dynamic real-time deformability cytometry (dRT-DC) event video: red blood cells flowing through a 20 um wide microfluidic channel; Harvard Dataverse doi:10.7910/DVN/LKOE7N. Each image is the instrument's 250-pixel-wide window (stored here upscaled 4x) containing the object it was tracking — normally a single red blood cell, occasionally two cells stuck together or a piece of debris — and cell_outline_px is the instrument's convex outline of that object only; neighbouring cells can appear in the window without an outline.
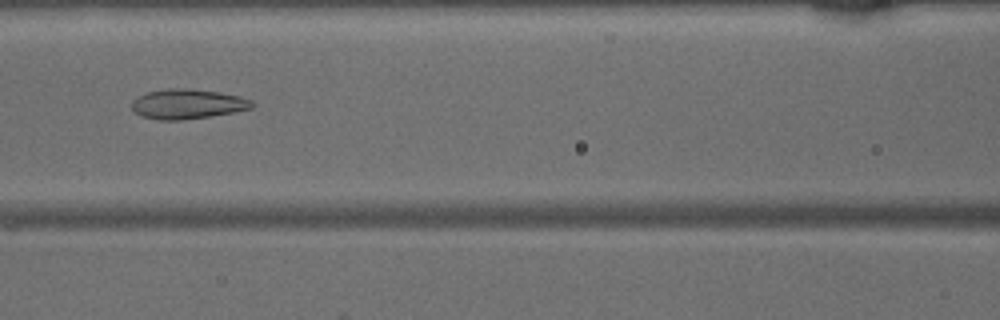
{"species": "common noctule bat (a hibernating species)", "species_latin": "Nyctalus noctula", "temperature_condition": "warm", "stored_images_in_passage": 46, "camera_frame_rate_fps": 3000, "um_per_image_px": 0.085, "animal": {"sex": "male", "body_mass_g": 15.6}, "frame": {"image": 1, "passage_image": 19, "time_ms": 6.0, "image_size_px": [1000, 320], "cell_outline_px": [[256, 104], [252, 108], [212, 116], [184, 120], [160, 120], [140, 116], [132, 108], [132, 100], [136, 96], [148, 92], [168, 88], [192, 88], [220, 92], [240, 96]], "centroid_in_image_um": [15.92, 8.83], "position_along_channel_um": 150.7, "area_um2": 21.04}}
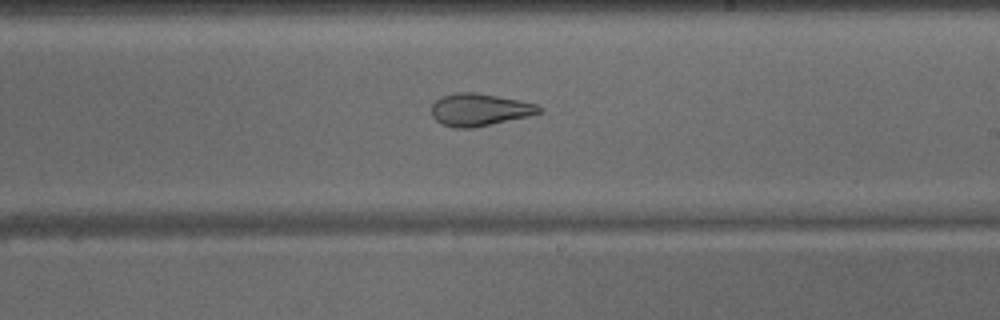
{"frame": {"image": 2, "passage_image": 26, "time_ms": 8.333, "image_size_px": [1000, 320], "cell_outline_px": [[544, 112], [528, 116], [472, 128], [456, 128], [440, 124], [432, 116], [432, 104], [436, 100], [444, 96], [456, 92], [476, 92], [536, 104], [544, 108]], "centroid_in_image_um": [40.76, 9.33], "position_along_channel_um": 248.2, "area_um2": 20.17}}
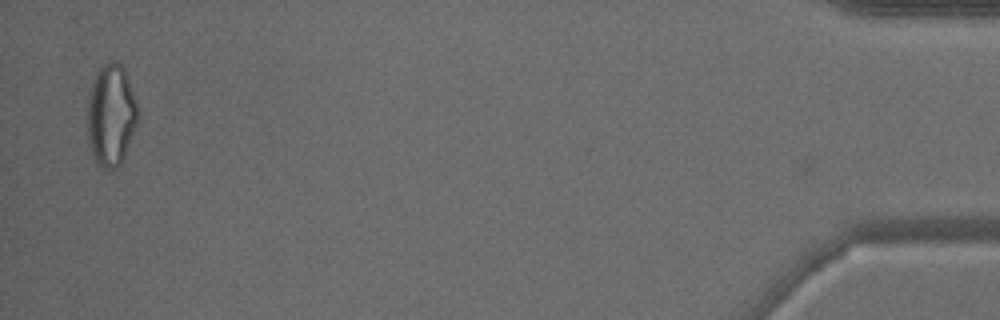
{"frame": {"image": 3, "passage_image": 45, "time_ms": 14.667, "image_size_px": [1000, 320], "cell_outline_px": [[140, 116], [124, 156], [120, 164], [112, 172], [104, 172], [96, 164], [92, 156], [88, 136], [88, 96], [92, 80], [96, 68], [108, 60], [116, 60], [124, 68], [136, 100], [140, 112]], "centroid_in_image_um": [9.43, 9.79], "position_along_channel_um": 425.8, "area_um2": 30.81}}